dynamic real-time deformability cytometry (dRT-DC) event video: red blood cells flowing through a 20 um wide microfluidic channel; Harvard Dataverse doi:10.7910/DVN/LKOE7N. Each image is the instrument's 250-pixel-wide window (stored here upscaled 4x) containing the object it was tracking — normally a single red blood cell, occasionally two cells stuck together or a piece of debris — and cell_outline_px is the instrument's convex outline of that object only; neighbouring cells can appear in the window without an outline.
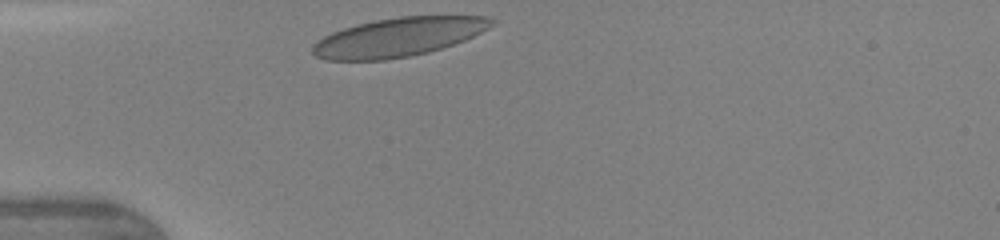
{"species": "human", "species_latin": "Homo sapiens", "temperature_condition": "warm", "stored_images_in_passage": 26, "camera_frame_rate_fps": 3000, "um_per_image_px": 0.085, "donor": {"sex": "female"}, "frame": {"image": 1, "passage_image": 1, "time_ms": 0.0, "image_size_px": [1000, 240], "cell_outline_px": [[496, 24], [464, 40], [428, 52], [408, 56], [384, 60], [328, 60], [316, 56], [312, 52], [312, 48], [324, 36], [332, 32], [344, 28], [376, 20], [400, 16], [484, 16], [496, 20]], "centroid_in_image_um": [33.89, 3.15], "position_along_channel_um": 51.1, "area_um2": 39.94}}
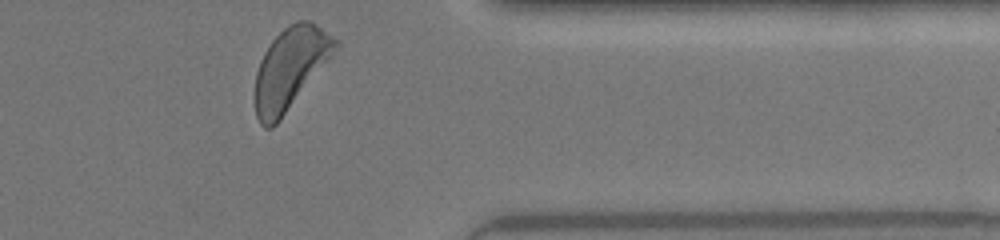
{"frame": {"image": 2, "passage_image": 26, "time_ms": 8.333, "image_size_px": [1000, 240], "cell_outline_px": [[340, 44], [332, 60], [280, 120], [272, 128], [264, 128], [260, 124], [256, 116], [256, 72], [260, 60], [264, 52], [272, 40], [288, 24], [300, 20], [308, 20], [316, 24], [340, 40]], "centroid_in_image_um": [24.74, 5.8], "position_along_channel_um": 386.7, "area_um2": 38.73}, "authors_computed_cell_mechanics": {"area_um2": 38.5237, "velocity_mm_per_s": 4.326, "shape_relaxation_time_tau1_ms": 2.7521, "shape_relaxation_time_tau2_ms": null, "deformation_change_tau1": 0.1321, "deformation_change_tau2": null}}